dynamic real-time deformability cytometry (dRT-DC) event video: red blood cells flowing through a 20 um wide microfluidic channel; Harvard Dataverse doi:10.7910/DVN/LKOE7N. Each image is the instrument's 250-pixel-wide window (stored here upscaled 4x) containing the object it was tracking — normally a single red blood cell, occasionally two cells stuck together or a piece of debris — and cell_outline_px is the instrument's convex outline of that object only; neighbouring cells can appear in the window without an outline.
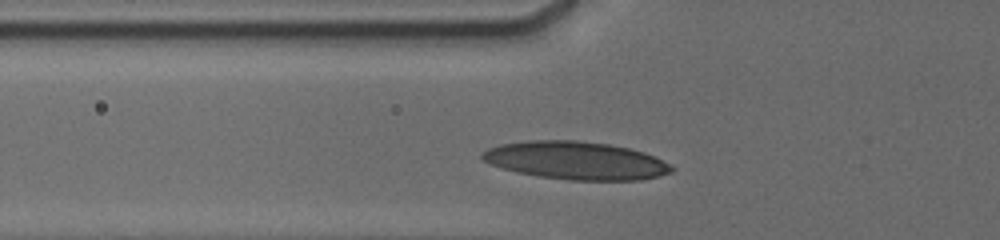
{"species": "human", "species_latin": "Homo sapiens", "temperature_condition": "cold", "stored_images_in_passage": 26, "camera_frame_rate_fps": 3000, "um_per_image_px": 0.085, "donor": {"sex": "male"}, "frame": {"image": 1, "passage_image": 5, "time_ms": 2.0, "image_size_px": [1000, 240], "cell_outline_px": [[672, 172], [640, 180], [572, 180], [540, 176], [516, 172], [492, 164], [484, 160], [480, 156], [480, 152], [488, 148], [500, 144], [528, 140], [576, 140], [608, 144], [628, 148], [644, 152], [668, 164], [672, 168]], "centroid_in_image_um": [48.9, 13.63], "position_along_channel_um": 76.9, "area_um2": 41.44}}
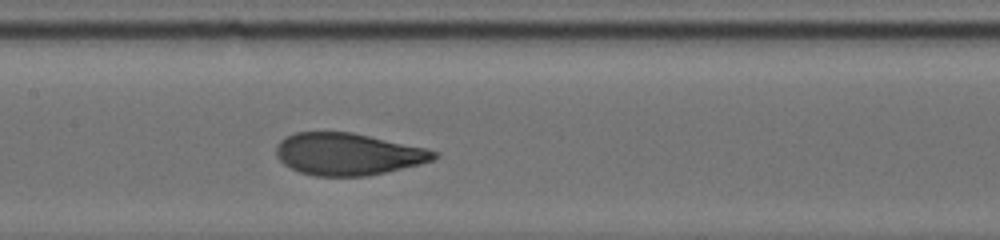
{"frame": {"image": 2, "passage_image": 15, "time_ms": 4.667, "image_size_px": [1000, 240], "cell_outline_px": [[440, 152], [432, 160], [420, 164], [368, 176], [316, 176], [300, 172], [284, 164], [276, 156], [276, 144], [284, 136], [296, 132], [352, 132], [424, 148]], "centroid_in_image_um": [29.53, 13.09], "position_along_channel_um": 177.9, "area_um2": 38.55}}
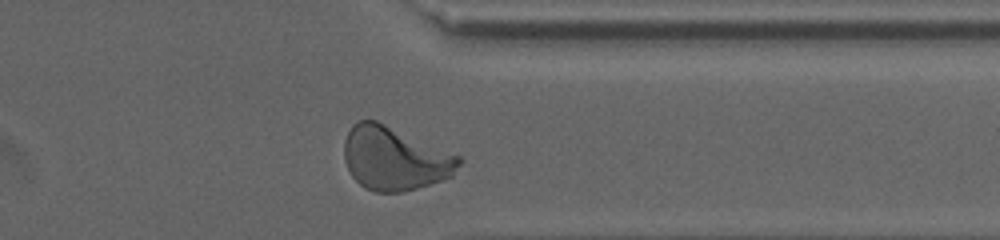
{"frame": {"image": 3, "passage_image": 26, "time_ms": 10.0, "image_size_px": [1000, 240], "cell_outline_px": [[464, 160], [452, 176], [416, 188], [400, 192], [376, 192], [364, 188], [352, 176], [344, 160], [344, 140], [352, 124], [360, 120], [376, 120], [460, 156]], "centroid_in_image_um": [33.53, 13.47], "position_along_channel_um": 377.9, "area_um2": 42.25}, "authors_computed_cell_mechanics": {"area_um2": 39.4485, "velocity_mm_per_s": 3.7773, "shape_relaxation_time_tau1_ms": 3.8754, "shape_relaxation_time_tau2_ms": 0.837, "deformation_change_tau1": 0.1737, "deformation_change_tau2": 0.0602}}